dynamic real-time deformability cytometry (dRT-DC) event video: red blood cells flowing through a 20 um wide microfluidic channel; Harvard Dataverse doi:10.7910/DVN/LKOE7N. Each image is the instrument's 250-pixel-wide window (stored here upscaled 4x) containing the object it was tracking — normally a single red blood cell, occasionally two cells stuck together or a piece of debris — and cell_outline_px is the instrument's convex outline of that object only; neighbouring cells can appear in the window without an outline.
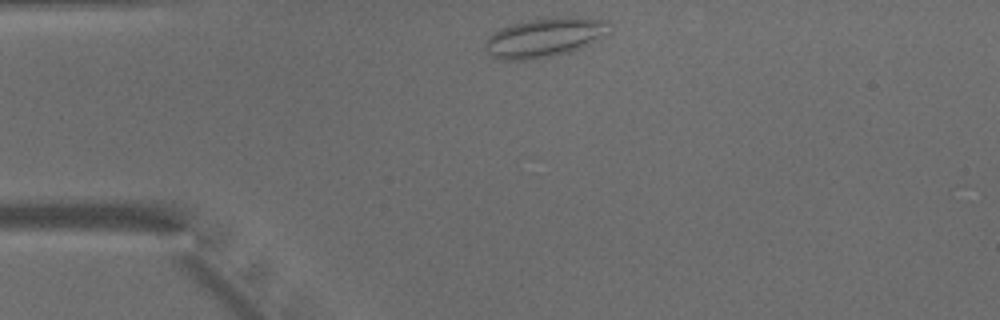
{"species": "common noctule bat (a hibernating species)", "species_latin": "Nyctalus noctula", "temperature_condition": "warm", "stored_images_in_passage": 38, "camera_frame_rate_fps": 3000, "um_per_image_px": 0.085, "animal": {"sex": "male", "body_mass_g": 15.6}, "frame": {"image": 1, "passage_image": 1, "time_ms": 0.0, "image_size_px": [1000, 320], "cell_outline_px": [[608, 32], [588, 44], [580, 48], [568, 52], [552, 56], [532, 60], [500, 60], [492, 56], [484, 48], [484, 44], [488, 36], [492, 32], [500, 28], [524, 20], [560, 16], [580, 16], [604, 20]], "centroid_in_image_um": [46.2, 3.18], "position_along_channel_um": 38.8, "area_um2": 28.44}}
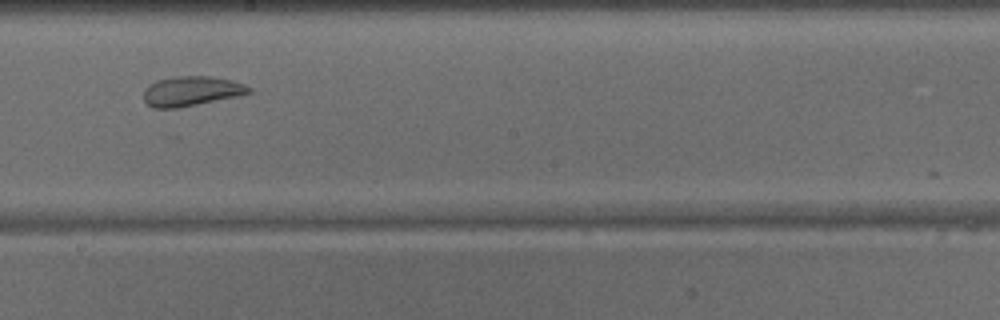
{"frame": {"image": 2, "passage_image": 17, "time_ms": 5.333, "image_size_px": [1000, 320], "cell_outline_px": [[252, 92], [236, 96], [180, 108], [152, 108], [144, 100], [144, 88], [156, 80], [176, 76], [212, 76], [244, 84], [252, 88]], "centroid_in_image_um": [16.23, 7.75], "position_along_channel_um": 232.0, "area_um2": 18.21}}
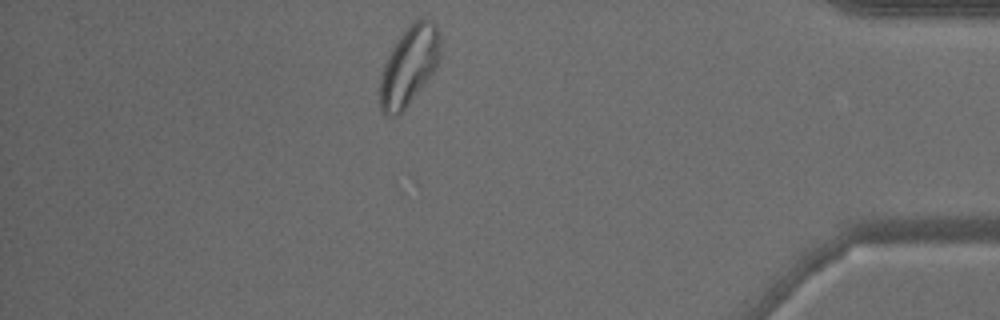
{"frame": {"image": 3, "passage_image": 32, "time_ms": 10.333, "image_size_px": [1000, 320], "cell_outline_px": [[440, 60], [436, 68], [412, 100], [396, 116], [388, 116], [380, 108], [380, 76], [384, 64], [392, 48], [400, 36], [420, 16], [424, 16], [432, 20], [436, 24], [440, 36]], "centroid_in_image_um": [34.8, 5.56], "position_along_channel_um": 400.4, "area_um2": 27.63}}